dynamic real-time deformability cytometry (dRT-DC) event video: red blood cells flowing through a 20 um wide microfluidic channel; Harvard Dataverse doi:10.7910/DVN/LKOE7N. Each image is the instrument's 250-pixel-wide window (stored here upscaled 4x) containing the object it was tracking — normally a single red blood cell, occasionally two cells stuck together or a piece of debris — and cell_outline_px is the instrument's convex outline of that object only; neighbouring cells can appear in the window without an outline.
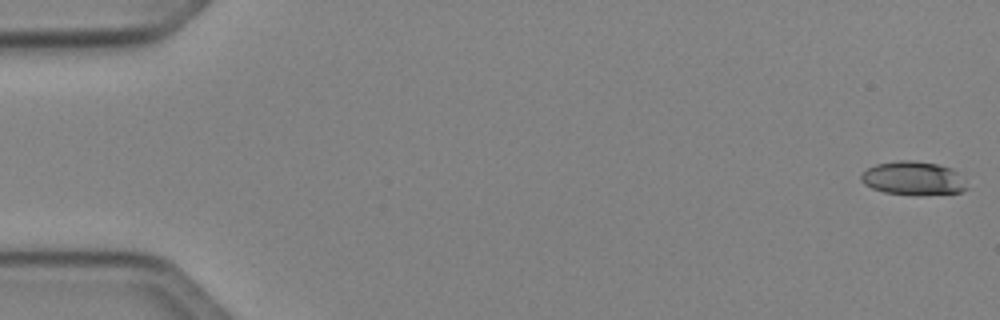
{"species": "Egyptian fruit bat (a non-hibernating species)", "species_latin": "Rousettus aegyptiacus", "temperature_condition": "cold", "stored_images_in_passage": 5, "camera_frame_rate_fps": 3000, "um_per_image_px": 0.085, "animal": {"sex": "female"}, "frame": {"image": 1, "passage_image": 1, "time_ms": 0.0, "image_size_px": [1000, 320], "cell_outline_px": [[968, 188], [960, 192], [924, 196], [916, 196], [884, 192], [872, 188], [864, 184], [860, 180], [860, 176], [868, 168], [876, 164], [900, 160], [912, 160], [936, 164], [952, 168], [956, 172]], "centroid_in_image_um": [77.6, 15.17], "position_along_channel_um": 7.4, "area_um2": 20.81}}
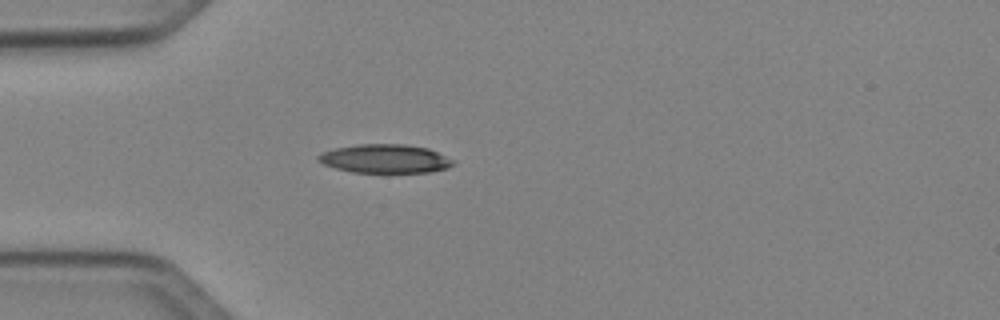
{"frame": {"image": 2, "passage_image": 5, "time_ms": 4.667, "image_size_px": [1000, 320], "cell_outline_px": [[456, 164], [448, 168], [428, 172], [352, 172], [336, 168], [324, 164], [316, 160], [316, 156], [320, 152], [336, 148], [356, 144], [404, 144], [428, 148], [456, 160]], "centroid_in_image_um": [32.74, 13.48], "position_along_channel_um": 52.3, "area_um2": 22.72}}